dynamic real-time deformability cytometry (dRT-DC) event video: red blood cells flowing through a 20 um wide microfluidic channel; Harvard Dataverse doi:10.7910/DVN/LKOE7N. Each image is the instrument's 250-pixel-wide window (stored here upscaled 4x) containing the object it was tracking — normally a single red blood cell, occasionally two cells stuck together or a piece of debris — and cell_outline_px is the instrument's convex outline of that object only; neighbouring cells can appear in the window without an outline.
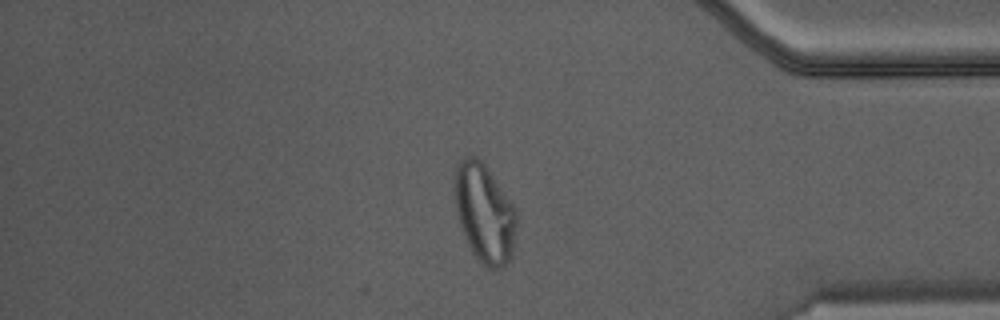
{"species": "Egyptian fruit bat (a non-hibernating species)", "species_latin": "Rousettus aegyptiacus", "temperature_condition": "warm", "stored_images_in_passage": 46, "camera_frame_rate_fps": 3000, "um_per_image_px": 0.085, "animal": {"sex": "male"}, "frame": {"image": 1, "passage_image": 39, "time_ms": 12.667, "image_size_px": [1000, 320], "cell_outline_px": [[516, 224], [512, 256], [500, 268], [488, 268], [480, 260], [472, 248], [460, 224], [456, 208], [456, 164], [460, 160], [468, 156], [476, 156], [484, 164], [512, 204], [516, 212]], "centroid_in_image_um": [41.2, 18.1], "position_along_channel_um": 394.0, "area_um2": 34.22}}